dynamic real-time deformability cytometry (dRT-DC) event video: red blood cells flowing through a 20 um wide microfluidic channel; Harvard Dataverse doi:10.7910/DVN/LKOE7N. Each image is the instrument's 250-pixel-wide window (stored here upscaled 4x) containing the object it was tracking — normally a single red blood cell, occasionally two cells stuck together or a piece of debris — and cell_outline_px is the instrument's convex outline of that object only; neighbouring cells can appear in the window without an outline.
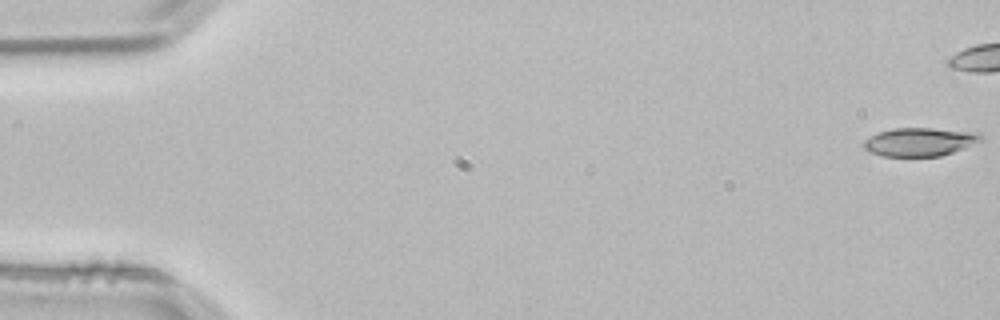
{"species": "common noctule bat (a hibernating species)", "species_latin": "Nyctalus noctula", "temperature_condition": "room temperature", "stored_images_in_passage": 4, "camera_frame_rate_fps": 3000, "um_per_image_px": 0.085, "animal": {"sex": "male", "body_mass_g": 21.5, "forearm_length_mm": 52.0}, "frame": {"image": 1, "passage_image": 1, "time_ms": 0.0, "image_size_px": [1000, 320], "cell_outline_px": [[984, 140], [952, 152], [940, 156], [880, 156], [864, 148], [864, 140], [880, 132], [896, 128], [932, 128], [980, 132], [984, 136]], "centroid_in_image_um": [78.24, 12.05], "position_along_channel_um": 6.8, "area_um2": 19.31}}